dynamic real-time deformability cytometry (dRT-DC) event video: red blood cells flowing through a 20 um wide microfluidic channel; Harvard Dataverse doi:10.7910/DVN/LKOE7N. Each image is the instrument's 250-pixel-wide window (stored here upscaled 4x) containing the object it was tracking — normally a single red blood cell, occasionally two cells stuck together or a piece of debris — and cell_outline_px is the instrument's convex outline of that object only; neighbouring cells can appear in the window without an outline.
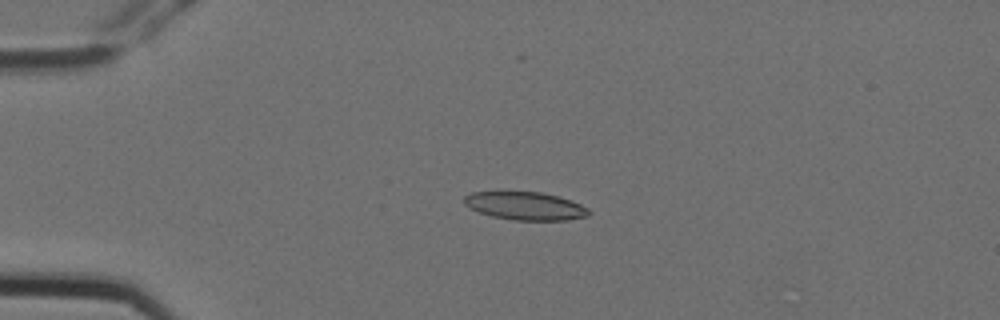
{"species": "Egyptian fruit bat (a non-hibernating species)", "species_latin": "Rousettus aegyptiacus", "temperature_condition": "cold", "stored_images_in_passage": 3, "camera_frame_rate_fps": 3000, "um_per_image_px": 0.085, "animal": {"sex": "female"}, "frame": {"image": 1, "passage_image": 2, "time_ms": 0.333, "image_size_px": [1000, 320], "cell_outline_px": [[592, 212], [588, 216], [568, 220], [512, 220], [492, 216], [468, 208], [464, 204], [464, 196], [472, 192], [540, 192], [572, 200], [588, 208]], "centroid_in_image_um": [44.66, 17.51], "position_along_channel_um": 40.3, "area_um2": 20.4}}
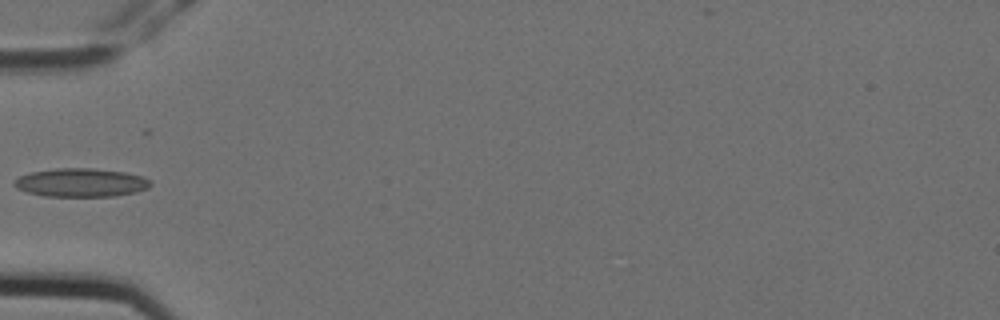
{"frame": {"image": 2, "passage_image": 3, "time_ms": 0.667, "image_size_px": [1000, 320], "cell_outline_px": [[152, 184], [148, 188], [136, 192], [112, 196], [44, 196], [28, 192], [16, 188], [12, 184], [20, 176], [32, 172], [56, 168], [92, 168], [124, 172], [140, 176], [148, 180]], "centroid_in_image_um": [6.86, 15.52], "position_along_channel_um": 78.1, "area_um2": 22.43}}